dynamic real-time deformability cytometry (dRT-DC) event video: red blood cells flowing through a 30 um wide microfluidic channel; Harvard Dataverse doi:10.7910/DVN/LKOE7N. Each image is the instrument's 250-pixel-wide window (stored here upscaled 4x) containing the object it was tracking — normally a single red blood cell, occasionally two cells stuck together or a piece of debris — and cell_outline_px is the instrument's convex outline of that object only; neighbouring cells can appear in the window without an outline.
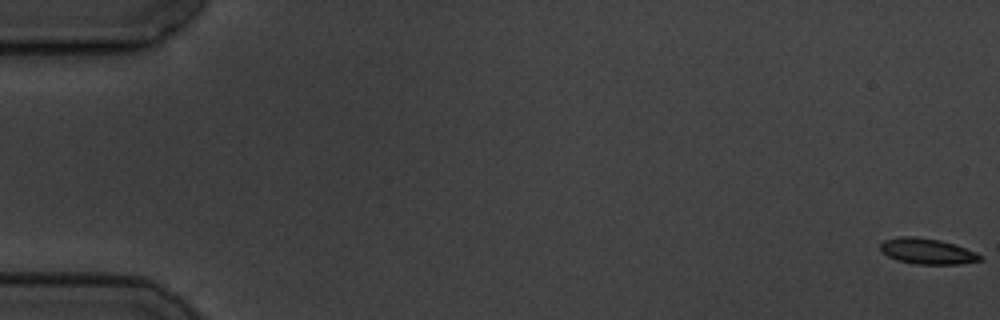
{"species": "common noctule bat (a hibernating species)", "species_latin": "Nyctalus noctula", "temperature_condition": "cold", "stored_images_in_passage": 5, "camera_frame_rate_fps": 3000, "um_per_image_px": 0.085, "animal": {"sex": "male", "body_mass_g": 19.5, "forearm_length_mm": 54.6}, "frame": {"image": 1, "passage_image": 1, "time_ms": 0.0, "image_size_px": [1000, 320], "cell_outline_px": [[984, 260], [960, 264], [916, 264], [896, 260], [880, 252], [880, 244], [884, 240], [900, 236], [916, 236], [940, 240], [976, 252], [984, 256]], "centroid_in_image_um": [78.81, 21.36], "position_along_channel_um": 6.2, "area_um2": 15.09}}
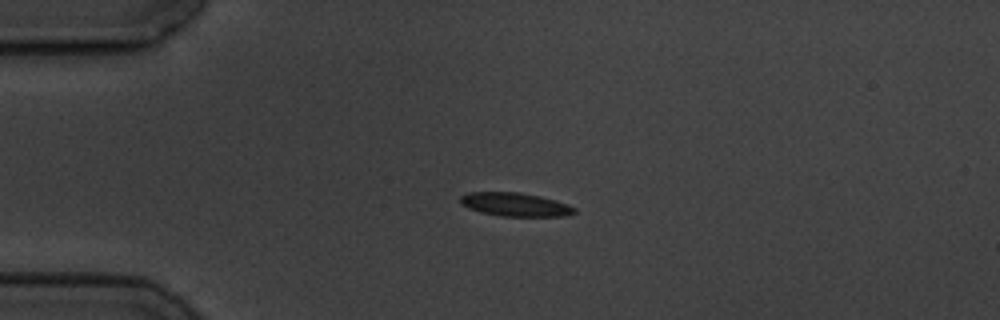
{"frame": {"image": 2, "passage_image": 4, "time_ms": 4.667, "image_size_px": [1000, 320], "cell_outline_px": [[576, 212], [564, 216], [500, 216], [480, 212], [468, 208], [460, 204], [460, 196], [468, 192], [520, 192], [540, 196], [556, 200], [568, 204], [576, 208]], "centroid_in_image_um": [43.77, 17.38], "position_along_channel_um": 41.2, "area_um2": 15.78}}